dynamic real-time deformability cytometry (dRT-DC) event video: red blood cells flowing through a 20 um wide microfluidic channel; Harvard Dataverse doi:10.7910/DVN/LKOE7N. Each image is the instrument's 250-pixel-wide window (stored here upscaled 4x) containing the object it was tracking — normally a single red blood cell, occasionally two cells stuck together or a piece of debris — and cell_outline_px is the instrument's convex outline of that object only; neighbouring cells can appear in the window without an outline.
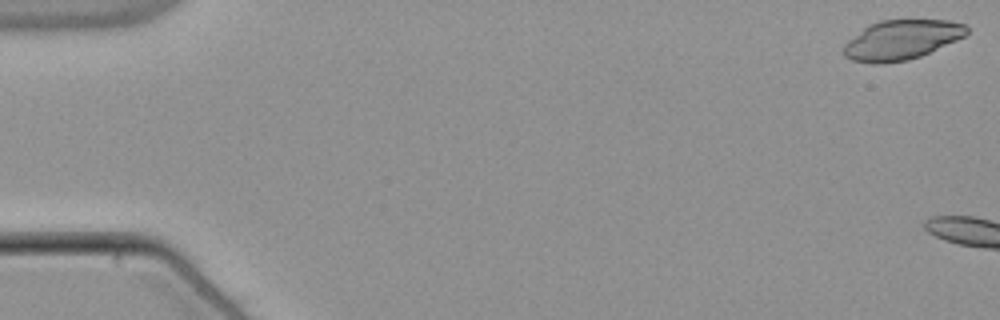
{"species": "common noctule bat (a hibernating species)", "species_latin": "Nyctalus noctula", "temperature_condition": "warm", "stored_images_in_passage": 9, "camera_frame_rate_fps": 3000, "um_per_image_px": 0.085, "animal": {"sex": "male", "body_mass_g": 21.5, "forearm_length_mm": 52.0}, "frame": {"image": 1, "passage_image": 1, "time_ms": 0.0, "image_size_px": [1000, 320], "cell_outline_px": [[968, 32], [964, 36], [956, 40], [920, 56], [908, 60], [880, 64], [872, 64], [852, 60], [844, 56], [844, 44], [848, 40], [864, 28], [880, 20], [948, 20], [964, 24], [968, 28]], "centroid_in_image_um": [76.61, 3.39], "position_along_channel_um": 8.4, "area_um2": 28.21}}